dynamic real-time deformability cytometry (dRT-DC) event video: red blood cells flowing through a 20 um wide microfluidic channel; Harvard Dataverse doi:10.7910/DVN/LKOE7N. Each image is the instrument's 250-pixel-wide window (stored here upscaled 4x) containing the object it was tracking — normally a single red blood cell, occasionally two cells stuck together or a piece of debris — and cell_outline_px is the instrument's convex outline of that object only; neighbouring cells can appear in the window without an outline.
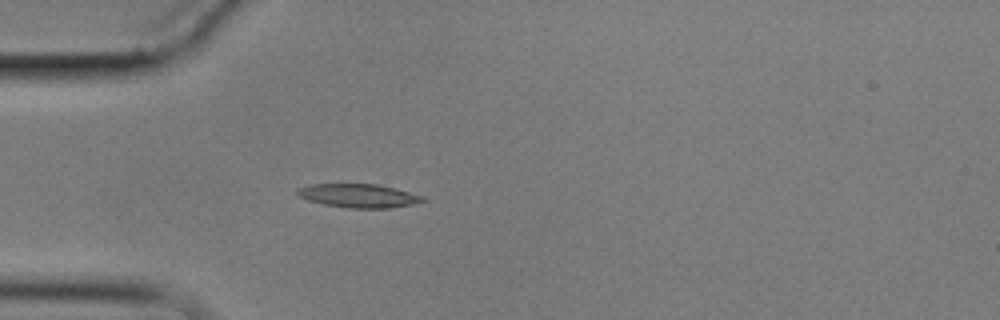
{"species": "common noctule bat (a hibernating species)", "species_latin": "Nyctalus noctula", "temperature_condition": "cold", "stored_images_in_passage": 3, "camera_frame_rate_fps": 3000, "um_per_image_px": 0.085, "animal": {"sex": "male", "body_mass_g": 17.9}, "frame": {"image": 1, "passage_image": 3, "time_ms": 3.333, "image_size_px": [1000, 320], "cell_outline_px": [[428, 200], [412, 204], [388, 208], [348, 208], [324, 204], [308, 200], [300, 196], [296, 192], [296, 188], [312, 184], [380, 184], [396, 188], [424, 196]], "centroid_in_image_um": [30.51, 16.63], "position_along_channel_um": 54.5, "area_um2": 17.34}}